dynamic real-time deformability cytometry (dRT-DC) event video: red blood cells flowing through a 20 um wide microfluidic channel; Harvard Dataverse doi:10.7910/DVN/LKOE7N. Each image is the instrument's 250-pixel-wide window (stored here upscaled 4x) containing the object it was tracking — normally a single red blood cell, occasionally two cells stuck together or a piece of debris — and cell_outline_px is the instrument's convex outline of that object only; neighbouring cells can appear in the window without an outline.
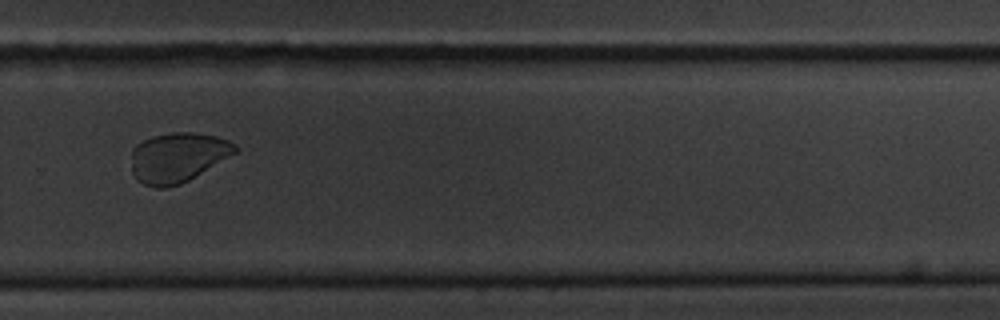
{"species": "common noctule bat (a hibernating species)", "species_latin": "Nyctalus noctula", "temperature_condition": "cold", "stored_images_in_passage": 14, "camera_frame_rate_fps": 3000, "um_per_image_px": 0.085, "animal": {"sex": "male", "body_mass_g": 20.1, "forearm_length_mm": 53.5}, "frame": {"image": 1, "passage_image": 10, "time_ms": 11.0, "image_size_px": [1000, 320], "cell_outline_px": [[240, 152], [188, 180], [180, 184], [164, 188], [156, 188], [144, 184], [136, 180], [132, 172], [132, 148], [136, 144], [152, 136], [172, 132], [192, 132], [216, 136], [228, 140], [236, 144], [240, 148]], "centroid_in_image_um": [15.15, 13.37], "position_along_channel_um": 314.7, "area_um2": 30.52}}